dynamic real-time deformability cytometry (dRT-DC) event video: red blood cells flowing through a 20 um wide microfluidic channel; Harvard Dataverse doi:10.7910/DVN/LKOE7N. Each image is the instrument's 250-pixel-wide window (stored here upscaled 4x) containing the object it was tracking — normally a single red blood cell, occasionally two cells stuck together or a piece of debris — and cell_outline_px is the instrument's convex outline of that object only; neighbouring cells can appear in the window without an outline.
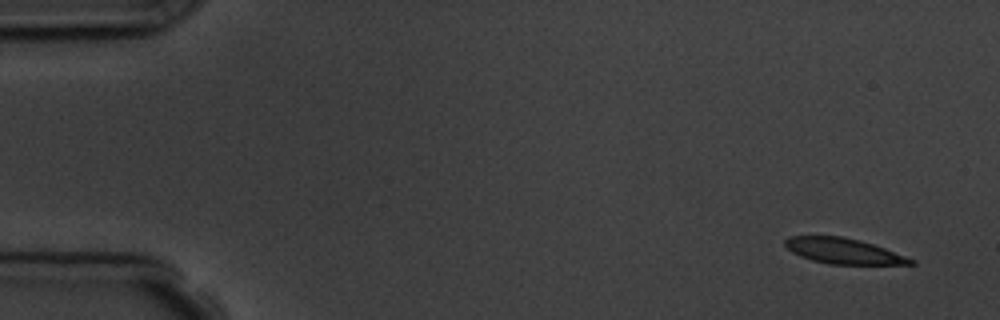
{"species": "common noctule bat (a hibernating species)", "species_latin": "Nyctalus noctula", "temperature_condition": "room temperature", "stored_images_in_passage": 4, "camera_frame_rate_fps": 3000, "um_per_image_px": 0.085, "animal": {"sex": "male", "body_mass_g": 19.5, "forearm_length_mm": 54.6}, "frame": {"image": 1, "passage_image": 1, "time_ms": 0.0, "image_size_px": [1000, 320], "cell_outline_px": [[916, 264], [828, 264], [812, 260], [800, 256], [792, 252], [784, 244], [784, 240], [788, 236], [840, 236], [860, 240], [884, 248], [916, 260]], "centroid_in_image_um": [71.67, 21.33], "position_along_channel_um": 13.3, "area_um2": 18.55}}
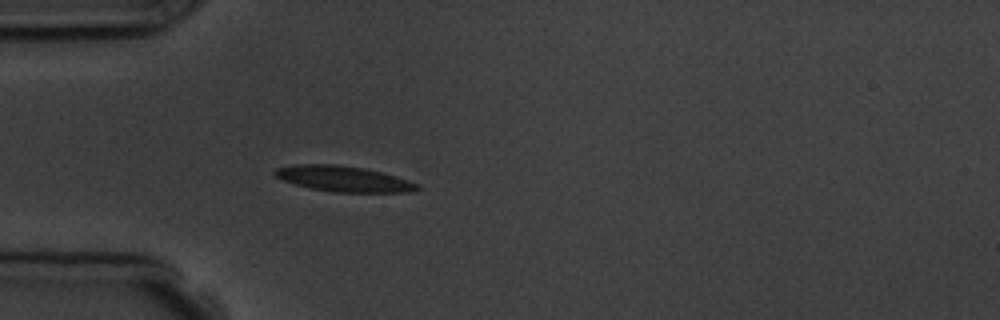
{"frame": {"image": 2, "passage_image": 4, "time_ms": 4.333, "image_size_px": [1000, 320], "cell_outline_px": [[420, 188], [412, 192], [332, 192], [308, 188], [284, 180], [276, 176], [272, 172], [276, 168], [292, 164], [336, 164], [364, 168], [396, 176], [408, 180], [416, 184]], "centroid_in_image_um": [29.16, 15.19], "position_along_channel_um": 55.8, "area_um2": 21.21}}